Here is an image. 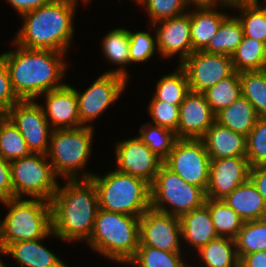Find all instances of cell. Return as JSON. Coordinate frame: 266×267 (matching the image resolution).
<instances>
[{"label":"cell","instance_id":"obj_29","mask_svg":"<svg viewBox=\"0 0 266 267\" xmlns=\"http://www.w3.org/2000/svg\"><path fill=\"white\" fill-rule=\"evenodd\" d=\"M198 252L205 267H239L235 239L218 236L201 247Z\"/></svg>","mask_w":266,"mask_h":267},{"label":"cell","instance_id":"obj_30","mask_svg":"<svg viewBox=\"0 0 266 267\" xmlns=\"http://www.w3.org/2000/svg\"><path fill=\"white\" fill-rule=\"evenodd\" d=\"M214 229L219 237L235 239L244 221L223 200L206 199Z\"/></svg>","mask_w":266,"mask_h":267},{"label":"cell","instance_id":"obj_45","mask_svg":"<svg viewBox=\"0 0 266 267\" xmlns=\"http://www.w3.org/2000/svg\"><path fill=\"white\" fill-rule=\"evenodd\" d=\"M249 179L266 201V165H258L250 168Z\"/></svg>","mask_w":266,"mask_h":267},{"label":"cell","instance_id":"obj_6","mask_svg":"<svg viewBox=\"0 0 266 267\" xmlns=\"http://www.w3.org/2000/svg\"><path fill=\"white\" fill-rule=\"evenodd\" d=\"M8 213L0 220V250L17 241L52 236L50 201L37 198H8L0 200Z\"/></svg>","mask_w":266,"mask_h":267},{"label":"cell","instance_id":"obj_52","mask_svg":"<svg viewBox=\"0 0 266 267\" xmlns=\"http://www.w3.org/2000/svg\"><path fill=\"white\" fill-rule=\"evenodd\" d=\"M0 267H7V266H5V264L2 262L1 259H0Z\"/></svg>","mask_w":266,"mask_h":267},{"label":"cell","instance_id":"obj_44","mask_svg":"<svg viewBox=\"0 0 266 267\" xmlns=\"http://www.w3.org/2000/svg\"><path fill=\"white\" fill-rule=\"evenodd\" d=\"M13 198L10 161L0 155V200Z\"/></svg>","mask_w":266,"mask_h":267},{"label":"cell","instance_id":"obj_12","mask_svg":"<svg viewBox=\"0 0 266 267\" xmlns=\"http://www.w3.org/2000/svg\"><path fill=\"white\" fill-rule=\"evenodd\" d=\"M127 81L120 75L103 73L83 93L76 89L80 122L84 126H91L89 122L97 119L117 101L125 90Z\"/></svg>","mask_w":266,"mask_h":267},{"label":"cell","instance_id":"obj_31","mask_svg":"<svg viewBox=\"0 0 266 267\" xmlns=\"http://www.w3.org/2000/svg\"><path fill=\"white\" fill-rule=\"evenodd\" d=\"M241 95L252 104L258 117H266V70L239 73Z\"/></svg>","mask_w":266,"mask_h":267},{"label":"cell","instance_id":"obj_17","mask_svg":"<svg viewBox=\"0 0 266 267\" xmlns=\"http://www.w3.org/2000/svg\"><path fill=\"white\" fill-rule=\"evenodd\" d=\"M151 26L157 28L155 29L157 51L161 53L162 57L170 58L180 52V65L194 52L191 41L190 12L157 21Z\"/></svg>","mask_w":266,"mask_h":267},{"label":"cell","instance_id":"obj_24","mask_svg":"<svg viewBox=\"0 0 266 267\" xmlns=\"http://www.w3.org/2000/svg\"><path fill=\"white\" fill-rule=\"evenodd\" d=\"M190 13L193 51H203L217 33L221 22L228 16L213 7H195Z\"/></svg>","mask_w":266,"mask_h":267},{"label":"cell","instance_id":"obj_4","mask_svg":"<svg viewBox=\"0 0 266 267\" xmlns=\"http://www.w3.org/2000/svg\"><path fill=\"white\" fill-rule=\"evenodd\" d=\"M81 175V179H91L95 184L99 208L137 217L151 208L150 184L141 178L117 170L104 177L89 172Z\"/></svg>","mask_w":266,"mask_h":267},{"label":"cell","instance_id":"obj_34","mask_svg":"<svg viewBox=\"0 0 266 267\" xmlns=\"http://www.w3.org/2000/svg\"><path fill=\"white\" fill-rule=\"evenodd\" d=\"M203 94L214 113L230 106L241 95L239 73L235 71L231 76L208 88Z\"/></svg>","mask_w":266,"mask_h":267},{"label":"cell","instance_id":"obj_14","mask_svg":"<svg viewBox=\"0 0 266 267\" xmlns=\"http://www.w3.org/2000/svg\"><path fill=\"white\" fill-rule=\"evenodd\" d=\"M180 218L152 208L140 216L139 245L166 252H181Z\"/></svg>","mask_w":266,"mask_h":267},{"label":"cell","instance_id":"obj_3","mask_svg":"<svg viewBox=\"0 0 266 267\" xmlns=\"http://www.w3.org/2000/svg\"><path fill=\"white\" fill-rule=\"evenodd\" d=\"M77 4L70 0H53L22 15L23 26L13 44L27 49L66 53L74 34L73 19Z\"/></svg>","mask_w":266,"mask_h":267},{"label":"cell","instance_id":"obj_21","mask_svg":"<svg viewBox=\"0 0 266 267\" xmlns=\"http://www.w3.org/2000/svg\"><path fill=\"white\" fill-rule=\"evenodd\" d=\"M44 239L11 243L3 251L0 250V255L13 256L15 262L22 267H68L41 243Z\"/></svg>","mask_w":266,"mask_h":267},{"label":"cell","instance_id":"obj_48","mask_svg":"<svg viewBox=\"0 0 266 267\" xmlns=\"http://www.w3.org/2000/svg\"><path fill=\"white\" fill-rule=\"evenodd\" d=\"M184 2L186 3V5L189 7V5L194 4L196 7H217V5H219L221 3L222 7L225 8H229L231 6L227 5V4H223L221 0H184ZM217 4V5H216Z\"/></svg>","mask_w":266,"mask_h":267},{"label":"cell","instance_id":"obj_37","mask_svg":"<svg viewBox=\"0 0 266 267\" xmlns=\"http://www.w3.org/2000/svg\"><path fill=\"white\" fill-rule=\"evenodd\" d=\"M139 132L140 135L138 137L163 161L172 151L177 140L174 131L153 125V122L145 123V126L143 125Z\"/></svg>","mask_w":266,"mask_h":267},{"label":"cell","instance_id":"obj_50","mask_svg":"<svg viewBox=\"0 0 266 267\" xmlns=\"http://www.w3.org/2000/svg\"><path fill=\"white\" fill-rule=\"evenodd\" d=\"M8 119V110L0 104V126Z\"/></svg>","mask_w":266,"mask_h":267},{"label":"cell","instance_id":"obj_13","mask_svg":"<svg viewBox=\"0 0 266 267\" xmlns=\"http://www.w3.org/2000/svg\"><path fill=\"white\" fill-rule=\"evenodd\" d=\"M180 66L185 70L190 91L203 93L235 70L231 56L195 51Z\"/></svg>","mask_w":266,"mask_h":267},{"label":"cell","instance_id":"obj_51","mask_svg":"<svg viewBox=\"0 0 266 267\" xmlns=\"http://www.w3.org/2000/svg\"><path fill=\"white\" fill-rule=\"evenodd\" d=\"M70 1H72L73 3H76V4L78 3L77 0H70ZM83 2H86L87 3V2H89V0H83Z\"/></svg>","mask_w":266,"mask_h":267},{"label":"cell","instance_id":"obj_33","mask_svg":"<svg viewBox=\"0 0 266 267\" xmlns=\"http://www.w3.org/2000/svg\"><path fill=\"white\" fill-rule=\"evenodd\" d=\"M235 245L239 259L253 252H266V219L244 222Z\"/></svg>","mask_w":266,"mask_h":267},{"label":"cell","instance_id":"obj_49","mask_svg":"<svg viewBox=\"0 0 266 267\" xmlns=\"http://www.w3.org/2000/svg\"><path fill=\"white\" fill-rule=\"evenodd\" d=\"M259 0H221L222 5L223 4H227L229 6H233L235 4H239V3H249V2H257Z\"/></svg>","mask_w":266,"mask_h":267},{"label":"cell","instance_id":"obj_32","mask_svg":"<svg viewBox=\"0 0 266 267\" xmlns=\"http://www.w3.org/2000/svg\"><path fill=\"white\" fill-rule=\"evenodd\" d=\"M190 92L188 78L185 70L178 65L176 71L162 76L156 85L153 95L157 100L165 101L173 105H180Z\"/></svg>","mask_w":266,"mask_h":267},{"label":"cell","instance_id":"obj_42","mask_svg":"<svg viewBox=\"0 0 266 267\" xmlns=\"http://www.w3.org/2000/svg\"><path fill=\"white\" fill-rule=\"evenodd\" d=\"M129 55L130 63L132 62H145L149 60L152 55L155 53L157 48L156 35L153 39V36L148 32H132L129 31Z\"/></svg>","mask_w":266,"mask_h":267},{"label":"cell","instance_id":"obj_39","mask_svg":"<svg viewBox=\"0 0 266 267\" xmlns=\"http://www.w3.org/2000/svg\"><path fill=\"white\" fill-rule=\"evenodd\" d=\"M246 139V158L250 166L266 165V117H258Z\"/></svg>","mask_w":266,"mask_h":267},{"label":"cell","instance_id":"obj_40","mask_svg":"<svg viewBox=\"0 0 266 267\" xmlns=\"http://www.w3.org/2000/svg\"><path fill=\"white\" fill-rule=\"evenodd\" d=\"M147 7L151 25L157 21L184 14L187 5L184 0H133Z\"/></svg>","mask_w":266,"mask_h":267},{"label":"cell","instance_id":"obj_36","mask_svg":"<svg viewBox=\"0 0 266 267\" xmlns=\"http://www.w3.org/2000/svg\"><path fill=\"white\" fill-rule=\"evenodd\" d=\"M181 257V252H166L139 245L135 256L127 264L134 267H189Z\"/></svg>","mask_w":266,"mask_h":267},{"label":"cell","instance_id":"obj_19","mask_svg":"<svg viewBox=\"0 0 266 267\" xmlns=\"http://www.w3.org/2000/svg\"><path fill=\"white\" fill-rule=\"evenodd\" d=\"M46 120L52 130L71 129L84 126L80 122L76 89L64 85L44 93Z\"/></svg>","mask_w":266,"mask_h":267},{"label":"cell","instance_id":"obj_26","mask_svg":"<svg viewBox=\"0 0 266 267\" xmlns=\"http://www.w3.org/2000/svg\"><path fill=\"white\" fill-rule=\"evenodd\" d=\"M103 54L105 58L114 63V65H120V67L114 69L113 71H107L105 73H113L124 77L128 80V73L124 69L125 65L130 63L129 55V29L117 28L109 31L103 39L102 42ZM124 66V67H123ZM123 67V68H122Z\"/></svg>","mask_w":266,"mask_h":267},{"label":"cell","instance_id":"obj_43","mask_svg":"<svg viewBox=\"0 0 266 267\" xmlns=\"http://www.w3.org/2000/svg\"><path fill=\"white\" fill-rule=\"evenodd\" d=\"M20 99L12 89L10 75L7 68V53L0 55V104L9 110Z\"/></svg>","mask_w":266,"mask_h":267},{"label":"cell","instance_id":"obj_25","mask_svg":"<svg viewBox=\"0 0 266 267\" xmlns=\"http://www.w3.org/2000/svg\"><path fill=\"white\" fill-rule=\"evenodd\" d=\"M257 119L254 107L243 95H240L230 106L215 113V122L246 137L253 129Z\"/></svg>","mask_w":266,"mask_h":267},{"label":"cell","instance_id":"obj_27","mask_svg":"<svg viewBox=\"0 0 266 267\" xmlns=\"http://www.w3.org/2000/svg\"><path fill=\"white\" fill-rule=\"evenodd\" d=\"M244 37L243 26L237 16L229 15L221 22L217 33L203 50L211 54L231 56Z\"/></svg>","mask_w":266,"mask_h":267},{"label":"cell","instance_id":"obj_1","mask_svg":"<svg viewBox=\"0 0 266 267\" xmlns=\"http://www.w3.org/2000/svg\"><path fill=\"white\" fill-rule=\"evenodd\" d=\"M50 200L53 236L69 242L88 241L99 208L98 193L91 179L66 180Z\"/></svg>","mask_w":266,"mask_h":267},{"label":"cell","instance_id":"obj_41","mask_svg":"<svg viewBox=\"0 0 266 267\" xmlns=\"http://www.w3.org/2000/svg\"><path fill=\"white\" fill-rule=\"evenodd\" d=\"M179 106L157 100L154 96L148 105L149 114L153 119V125L170 129L176 133L179 122Z\"/></svg>","mask_w":266,"mask_h":267},{"label":"cell","instance_id":"obj_22","mask_svg":"<svg viewBox=\"0 0 266 267\" xmlns=\"http://www.w3.org/2000/svg\"><path fill=\"white\" fill-rule=\"evenodd\" d=\"M179 218L182 239L196 250L218 237L209 208L205 204Z\"/></svg>","mask_w":266,"mask_h":267},{"label":"cell","instance_id":"obj_9","mask_svg":"<svg viewBox=\"0 0 266 267\" xmlns=\"http://www.w3.org/2000/svg\"><path fill=\"white\" fill-rule=\"evenodd\" d=\"M47 155L30 153L10 161L13 198L23 195L50 201L58 188L56 174Z\"/></svg>","mask_w":266,"mask_h":267},{"label":"cell","instance_id":"obj_38","mask_svg":"<svg viewBox=\"0 0 266 267\" xmlns=\"http://www.w3.org/2000/svg\"><path fill=\"white\" fill-rule=\"evenodd\" d=\"M26 141L9 118L0 126V155L8 160L23 158L30 154Z\"/></svg>","mask_w":266,"mask_h":267},{"label":"cell","instance_id":"obj_23","mask_svg":"<svg viewBox=\"0 0 266 267\" xmlns=\"http://www.w3.org/2000/svg\"><path fill=\"white\" fill-rule=\"evenodd\" d=\"M223 201L231 207L244 222L266 219V201L250 179L238 186Z\"/></svg>","mask_w":266,"mask_h":267},{"label":"cell","instance_id":"obj_16","mask_svg":"<svg viewBox=\"0 0 266 267\" xmlns=\"http://www.w3.org/2000/svg\"><path fill=\"white\" fill-rule=\"evenodd\" d=\"M250 168L246 157L211 160L207 199L223 200L249 179Z\"/></svg>","mask_w":266,"mask_h":267},{"label":"cell","instance_id":"obj_5","mask_svg":"<svg viewBox=\"0 0 266 267\" xmlns=\"http://www.w3.org/2000/svg\"><path fill=\"white\" fill-rule=\"evenodd\" d=\"M140 217L98 208L90 247L110 260L128 263L139 246Z\"/></svg>","mask_w":266,"mask_h":267},{"label":"cell","instance_id":"obj_35","mask_svg":"<svg viewBox=\"0 0 266 267\" xmlns=\"http://www.w3.org/2000/svg\"><path fill=\"white\" fill-rule=\"evenodd\" d=\"M231 7L241 11L237 17L243 26L244 36L266 44V7L260 8L259 1L239 3Z\"/></svg>","mask_w":266,"mask_h":267},{"label":"cell","instance_id":"obj_15","mask_svg":"<svg viewBox=\"0 0 266 267\" xmlns=\"http://www.w3.org/2000/svg\"><path fill=\"white\" fill-rule=\"evenodd\" d=\"M117 171L153 183L163 160L137 136L116 144Z\"/></svg>","mask_w":266,"mask_h":267},{"label":"cell","instance_id":"obj_28","mask_svg":"<svg viewBox=\"0 0 266 267\" xmlns=\"http://www.w3.org/2000/svg\"><path fill=\"white\" fill-rule=\"evenodd\" d=\"M234 70L238 73L263 70L266 65V44L244 36L231 55Z\"/></svg>","mask_w":266,"mask_h":267},{"label":"cell","instance_id":"obj_7","mask_svg":"<svg viewBox=\"0 0 266 267\" xmlns=\"http://www.w3.org/2000/svg\"><path fill=\"white\" fill-rule=\"evenodd\" d=\"M92 126L52 130L47 158L57 177L75 180L91 155Z\"/></svg>","mask_w":266,"mask_h":267},{"label":"cell","instance_id":"obj_2","mask_svg":"<svg viewBox=\"0 0 266 267\" xmlns=\"http://www.w3.org/2000/svg\"><path fill=\"white\" fill-rule=\"evenodd\" d=\"M15 47L6 52L7 68L12 89L20 100H35L65 85L59 83L67 67L63 52Z\"/></svg>","mask_w":266,"mask_h":267},{"label":"cell","instance_id":"obj_18","mask_svg":"<svg viewBox=\"0 0 266 267\" xmlns=\"http://www.w3.org/2000/svg\"><path fill=\"white\" fill-rule=\"evenodd\" d=\"M177 138L201 139L215 122L212 111L203 93L190 91L179 106Z\"/></svg>","mask_w":266,"mask_h":267},{"label":"cell","instance_id":"obj_47","mask_svg":"<svg viewBox=\"0 0 266 267\" xmlns=\"http://www.w3.org/2000/svg\"><path fill=\"white\" fill-rule=\"evenodd\" d=\"M239 267H266V252L257 251L242 256L239 259Z\"/></svg>","mask_w":266,"mask_h":267},{"label":"cell","instance_id":"obj_46","mask_svg":"<svg viewBox=\"0 0 266 267\" xmlns=\"http://www.w3.org/2000/svg\"><path fill=\"white\" fill-rule=\"evenodd\" d=\"M7 1L22 16L23 14L31 12L32 10H35L39 7H42L43 5H46L52 2L53 0H7Z\"/></svg>","mask_w":266,"mask_h":267},{"label":"cell","instance_id":"obj_11","mask_svg":"<svg viewBox=\"0 0 266 267\" xmlns=\"http://www.w3.org/2000/svg\"><path fill=\"white\" fill-rule=\"evenodd\" d=\"M8 118L20 131L31 153L47 155L52 128L42 105L35 100H20L8 110Z\"/></svg>","mask_w":266,"mask_h":267},{"label":"cell","instance_id":"obj_10","mask_svg":"<svg viewBox=\"0 0 266 267\" xmlns=\"http://www.w3.org/2000/svg\"><path fill=\"white\" fill-rule=\"evenodd\" d=\"M210 161L202 139L177 138L163 163L185 182L206 191L209 184Z\"/></svg>","mask_w":266,"mask_h":267},{"label":"cell","instance_id":"obj_20","mask_svg":"<svg viewBox=\"0 0 266 267\" xmlns=\"http://www.w3.org/2000/svg\"><path fill=\"white\" fill-rule=\"evenodd\" d=\"M211 160L246 157V136L214 122L201 138Z\"/></svg>","mask_w":266,"mask_h":267},{"label":"cell","instance_id":"obj_8","mask_svg":"<svg viewBox=\"0 0 266 267\" xmlns=\"http://www.w3.org/2000/svg\"><path fill=\"white\" fill-rule=\"evenodd\" d=\"M150 188L151 208L178 217L202 207L207 199L203 188L185 182L164 163Z\"/></svg>","mask_w":266,"mask_h":267}]
</instances>
